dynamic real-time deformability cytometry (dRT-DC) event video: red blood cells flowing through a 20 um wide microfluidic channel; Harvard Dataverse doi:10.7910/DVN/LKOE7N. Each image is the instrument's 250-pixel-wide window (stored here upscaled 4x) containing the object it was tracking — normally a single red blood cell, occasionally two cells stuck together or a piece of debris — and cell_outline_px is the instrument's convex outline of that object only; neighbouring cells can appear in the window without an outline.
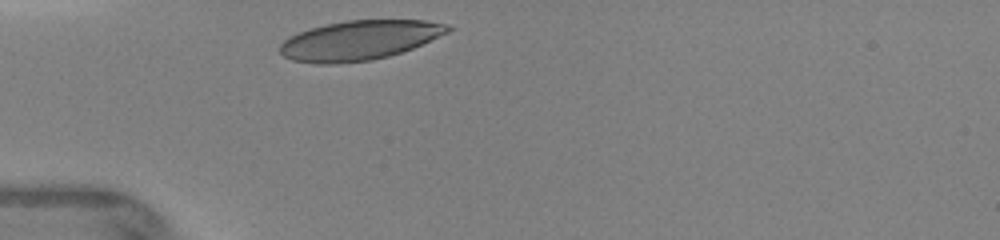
{"species": "human", "species_latin": "Homo sapiens", "temperature_condition": "warm", "stored_images_in_passage": 16, "camera_frame_rate_fps": 3000, "um_per_image_px": 0.085, "donor": {"sex": "female"}, "frame": {"image": 1, "passage_image": 1, "time_ms": 0.0, "image_size_px": [1000, 240], "cell_outline_px": [[456, 28], [448, 32], [412, 48], [388, 56], [372, 60], [336, 64], [316, 64], [292, 60], [284, 56], [280, 52], [280, 44], [284, 40], [308, 28], [348, 20], [424, 20], [448, 24]], "centroid_in_image_um": [30.55, 3.42], "position_along_channel_um": 54.4, "area_um2": 38.55}}
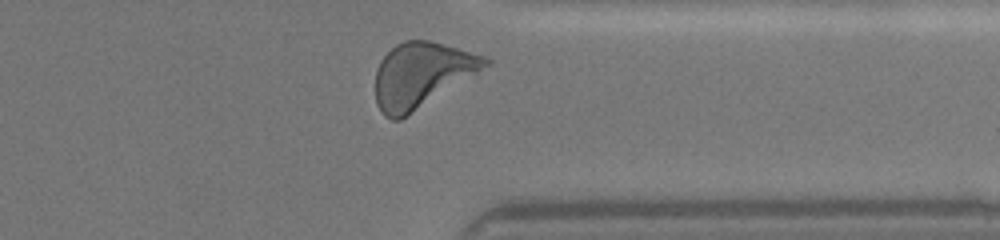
{"frame": {"image": 2, "passage_image": 16, "time_ms": 7.667, "image_size_px": [1000, 240], "cell_outline_px": [[492, 64], [400, 120], [392, 120], [384, 116], [380, 112], [376, 104], [376, 68], [380, 60], [396, 44], [404, 40], [428, 40], [444, 44], [484, 56], [492, 60]], "centroid_in_image_um": [35.82, 6.37], "position_along_channel_um": 375.6, "area_um2": 41.44}}